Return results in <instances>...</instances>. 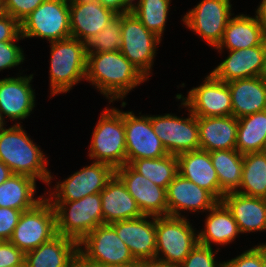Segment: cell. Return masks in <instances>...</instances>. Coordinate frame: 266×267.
I'll use <instances>...</instances> for the list:
<instances>
[{
	"instance_id": "1",
	"label": "cell",
	"mask_w": 266,
	"mask_h": 267,
	"mask_svg": "<svg viewBox=\"0 0 266 267\" xmlns=\"http://www.w3.org/2000/svg\"><path fill=\"white\" fill-rule=\"evenodd\" d=\"M147 79L120 50L87 54L85 80L108 98L109 103L123 100L129 91Z\"/></svg>"
},
{
	"instance_id": "2",
	"label": "cell",
	"mask_w": 266,
	"mask_h": 267,
	"mask_svg": "<svg viewBox=\"0 0 266 267\" xmlns=\"http://www.w3.org/2000/svg\"><path fill=\"white\" fill-rule=\"evenodd\" d=\"M27 135L19 122L9 128L3 127L0 130V161L13 174L40 179L49 185L53 176L46 167V156Z\"/></svg>"
},
{
	"instance_id": "3",
	"label": "cell",
	"mask_w": 266,
	"mask_h": 267,
	"mask_svg": "<svg viewBox=\"0 0 266 267\" xmlns=\"http://www.w3.org/2000/svg\"><path fill=\"white\" fill-rule=\"evenodd\" d=\"M188 220L184 216L155 217V265L178 267L198 244V234Z\"/></svg>"
},
{
	"instance_id": "4",
	"label": "cell",
	"mask_w": 266,
	"mask_h": 267,
	"mask_svg": "<svg viewBox=\"0 0 266 267\" xmlns=\"http://www.w3.org/2000/svg\"><path fill=\"white\" fill-rule=\"evenodd\" d=\"M51 97L67 93L81 80H85L87 52L85 42L75 38L50 42Z\"/></svg>"
},
{
	"instance_id": "5",
	"label": "cell",
	"mask_w": 266,
	"mask_h": 267,
	"mask_svg": "<svg viewBox=\"0 0 266 267\" xmlns=\"http://www.w3.org/2000/svg\"><path fill=\"white\" fill-rule=\"evenodd\" d=\"M55 210L57 234L77 243L103 224L100 193L74 201H49Z\"/></svg>"
},
{
	"instance_id": "6",
	"label": "cell",
	"mask_w": 266,
	"mask_h": 267,
	"mask_svg": "<svg viewBox=\"0 0 266 267\" xmlns=\"http://www.w3.org/2000/svg\"><path fill=\"white\" fill-rule=\"evenodd\" d=\"M78 254L79 264L86 267L122 266L137 262L110 224L97 226L80 241Z\"/></svg>"
},
{
	"instance_id": "7",
	"label": "cell",
	"mask_w": 266,
	"mask_h": 267,
	"mask_svg": "<svg viewBox=\"0 0 266 267\" xmlns=\"http://www.w3.org/2000/svg\"><path fill=\"white\" fill-rule=\"evenodd\" d=\"M89 146L94 162L111 165L114 169L126 164L124 111L105 108L96 124Z\"/></svg>"
},
{
	"instance_id": "8",
	"label": "cell",
	"mask_w": 266,
	"mask_h": 267,
	"mask_svg": "<svg viewBox=\"0 0 266 267\" xmlns=\"http://www.w3.org/2000/svg\"><path fill=\"white\" fill-rule=\"evenodd\" d=\"M24 38L39 37L49 42L71 37L69 0H45L20 22Z\"/></svg>"
},
{
	"instance_id": "9",
	"label": "cell",
	"mask_w": 266,
	"mask_h": 267,
	"mask_svg": "<svg viewBox=\"0 0 266 267\" xmlns=\"http://www.w3.org/2000/svg\"><path fill=\"white\" fill-rule=\"evenodd\" d=\"M56 235L55 210L44 197L34 208L22 212L9 241L27 253Z\"/></svg>"
},
{
	"instance_id": "10",
	"label": "cell",
	"mask_w": 266,
	"mask_h": 267,
	"mask_svg": "<svg viewBox=\"0 0 266 267\" xmlns=\"http://www.w3.org/2000/svg\"><path fill=\"white\" fill-rule=\"evenodd\" d=\"M120 52L148 79L161 38L144 27L131 12L122 13Z\"/></svg>"
},
{
	"instance_id": "11",
	"label": "cell",
	"mask_w": 266,
	"mask_h": 267,
	"mask_svg": "<svg viewBox=\"0 0 266 267\" xmlns=\"http://www.w3.org/2000/svg\"><path fill=\"white\" fill-rule=\"evenodd\" d=\"M189 116L180 118L173 114L150 116L155 134L168 154L176 155L200 149L198 117L188 108Z\"/></svg>"
},
{
	"instance_id": "12",
	"label": "cell",
	"mask_w": 266,
	"mask_h": 267,
	"mask_svg": "<svg viewBox=\"0 0 266 267\" xmlns=\"http://www.w3.org/2000/svg\"><path fill=\"white\" fill-rule=\"evenodd\" d=\"M181 105L197 117L232 116L231 93L227 82L218 80L211 73L205 77L203 84L192 88L187 97L180 93Z\"/></svg>"
},
{
	"instance_id": "13",
	"label": "cell",
	"mask_w": 266,
	"mask_h": 267,
	"mask_svg": "<svg viewBox=\"0 0 266 267\" xmlns=\"http://www.w3.org/2000/svg\"><path fill=\"white\" fill-rule=\"evenodd\" d=\"M231 7L230 0H201L183 16L182 21L211 47L216 48L232 16Z\"/></svg>"
},
{
	"instance_id": "14",
	"label": "cell",
	"mask_w": 266,
	"mask_h": 267,
	"mask_svg": "<svg viewBox=\"0 0 266 267\" xmlns=\"http://www.w3.org/2000/svg\"><path fill=\"white\" fill-rule=\"evenodd\" d=\"M115 174V169L106 163L92 162L73 173L63 182H56L53 193L46 197L48 201H74L91 194L100 193Z\"/></svg>"
},
{
	"instance_id": "15",
	"label": "cell",
	"mask_w": 266,
	"mask_h": 267,
	"mask_svg": "<svg viewBox=\"0 0 266 267\" xmlns=\"http://www.w3.org/2000/svg\"><path fill=\"white\" fill-rule=\"evenodd\" d=\"M126 164L136 159H153L168 154L153 130L150 115L135 116L124 112Z\"/></svg>"
},
{
	"instance_id": "16",
	"label": "cell",
	"mask_w": 266,
	"mask_h": 267,
	"mask_svg": "<svg viewBox=\"0 0 266 267\" xmlns=\"http://www.w3.org/2000/svg\"><path fill=\"white\" fill-rule=\"evenodd\" d=\"M144 216H168L166 189L136 172L129 164L115 169Z\"/></svg>"
},
{
	"instance_id": "17",
	"label": "cell",
	"mask_w": 266,
	"mask_h": 267,
	"mask_svg": "<svg viewBox=\"0 0 266 267\" xmlns=\"http://www.w3.org/2000/svg\"><path fill=\"white\" fill-rule=\"evenodd\" d=\"M147 218H152L150 221ZM119 238L127 245L137 262L154 264L156 254L155 217L141 216L135 219L110 223Z\"/></svg>"
},
{
	"instance_id": "18",
	"label": "cell",
	"mask_w": 266,
	"mask_h": 267,
	"mask_svg": "<svg viewBox=\"0 0 266 267\" xmlns=\"http://www.w3.org/2000/svg\"><path fill=\"white\" fill-rule=\"evenodd\" d=\"M71 37L82 42L101 32L117 14L98 0H69Z\"/></svg>"
},
{
	"instance_id": "19",
	"label": "cell",
	"mask_w": 266,
	"mask_h": 267,
	"mask_svg": "<svg viewBox=\"0 0 266 267\" xmlns=\"http://www.w3.org/2000/svg\"><path fill=\"white\" fill-rule=\"evenodd\" d=\"M168 215L183 217L180 211H209L218 200L206 189L199 187L179 173L166 189ZM200 210V211H199Z\"/></svg>"
},
{
	"instance_id": "20",
	"label": "cell",
	"mask_w": 266,
	"mask_h": 267,
	"mask_svg": "<svg viewBox=\"0 0 266 267\" xmlns=\"http://www.w3.org/2000/svg\"><path fill=\"white\" fill-rule=\"evenodd\" d=\"M228 53L227 58L211 71V74L218 80L230 82L236 79L263 76L266 45L229 50Z\"/></svg>"
},
{
	"instance_id": "21",
	"label": "cell",
	"mask_w": 266,
	"mask_h": 267,
	"mask_svg": "<svg viewBox=\"0 0 266 267\" xmlns=\"http://www.w3.org/2000/svg\"><path fill=\"white\" fill-rule=\"evenodd\" d=\"M33 74L0 79V115L14 120L27 118L35 107V90L31 88Z\"/></svg>"
},
{
	"instance_id": "22",
	"label": "cell",
	"mask_w": 266,
	"mask_h": 267,
	"mask_svg": "<svg viewBox=\"0 0 266 267\" xmlns=\"http://www.w3.org/2000/svg\"><path fill=\"white\" fill-rule=\"evenodd\" d=\"M256 16L244 14L231 17L225 27L222 40L215 48L222 52L224 47L229 50L246 49L266 45V33L260 13Z\"/></svg>"
},
{
	"instance_id": "23",
	"label": "cell",
	"mask_w": 266,
	"mask_h": 267,
	"mask_svg": "<svg viewBox=\"0 0 266 267\" xmlns=\"http://www.w3.org/2000/svg\"><path fill=\"white\" fill-rule=\"evenodd\" d=\"M78 263V243L59 234L25 253V267H77Z\"/></svg>"
},
{
	"instance_id": "24",
	"label": "cell",
	"mask_w": 266,
	"mask_h": 267,
	"mask_svg": "<svg viewBox=\"0 0 266 267\" xmlns=\"http://www.w3.org/2000/svg\"><path fill=\"white\" fill-rule=\"evenodd\" d=\"M177 161L178 173L181 176L209 191L218 201L222 200L224 194L220 190L210 152L202 149L192 150L179 154Z\"/></svg>"
},
{
	"instance_id": "25",
	"label": "cell",
	"mask_w": 266,
	"mask_h": 267,
	"mask_svg": "<svg viewBox=\"0 0 266 267\" xmlns=\"http://www.w3.org/2000/svg\"><path fill=\"white\" fill-rule=\"evenodd\" d=\"M221 202L231 212L241 234L266 230V199L230 192Z\"/></svg>"
},
{
	"instance_id": "26",
	"label": "cell",
	"mask_w": 266,
	"mask_h": 267,
	"mask_svg": "<svg viewBox=\"0 0 266 267\" xmlns=\"http://www.w3.org/2000/svg\"><path fill=\"white\" fill-rule=\"evenodd\" d=\"M231 93L232 116H243L266 110V79L263 76L227 82Z\"/></svg>"
},
{
	"instance_id": "27",
	"label": "cell",
	"mask_w": 266,
	"mask_h": 267,
	"mask_svg": "<svg viewBox=\"0 0 266 267\" xmlns=\"http://www.w3.org/2000/svg\"><path fill=\"white\" fill-rule=\"evenodd\" d=\"M103 224L139 218L142 215L125 184L114 174L100 192Z\"/></svg>"
},
{
	"instance_id": "28",
	"label": "cell",
	"mask_w": 266,
	"mask_h": 267,
	"mask_svg": "<svg viewBox=\"0 0 266 267\" xmlns=\"http://www.w3.org/2000/svg\"><path fill=\"white\" fill-rule=\"evenodd\" d=\"M200 149L208 152L236 148L238 119L234 116L198 117Z\"/></svg>"
},
{
	"instance_id": "29",
	"label": "cell",
	"mask_w": 266,
	"mask_h": 267,
	"mask_svg": "<svg viewBox=\"0 0 266 267\" xmlns=\"http://www.w3.org/2000/svg\"><path fill=\"white\" fill-rule=\"evenodd\" d=\"M208 212L204 230L197 232L198 243L212 247L213 243L223 246L233 242L240 231L227 207L218 201Z\"/></svg>"
},
{
	"instance_id": "30",
	"label": "cell",
	"mask_w": 266,
	"mask_h": 267,
	"mask_svg": "<svg viewBox=\"0 0 266 267\" xmlns=\"http://www.w3.org/2000/svg\"><path fill=\"white\" fill-rule=\"evenodd\" d=\"M36 181L26 175L13 174L0 184V207L27 211L43 200L34 198Z\"/></svg>"
},
{
	"instance_id": "31",
	"label": "cell",
	"mask_w": 266,
	"mask_h": 267,
	"mask_svg": "<svg viewBox=\"0 0 266 267\" xmlns=\"http://www.w3.org/2000/svg\"><path fill=\"white\" fill-rule=\"evenodd\" d=\"M210 158L222 193L237 192L242 181L243 154L236 149H221L211 151Z\"/></svg>"
},
{
	"instance_id": "32",
	"label": "cell",
	"mask_w": 266,
	"mask_h": 267,
	"mask_svg": "<svg viewBox=\"0 0 266 267\" xmlns=\"http://www.w3.org/2000/svg\"><path fill=\"white\" fill-rule=\"evenodd\" d=\"M266 145V110L238 119L236 150L241 154L264 152Z\"/></svg>"
},
{
	"instance_id": "33",
	"label": "cell",
	"mask_w": 266,
	"mask_h": 267,
	"mask_svg": "<svg viewBox=\"0 0 266 267\" xmlns=\"http://www.w3.org/2000/svg\"><path fill=\"white\" fill-rule=\"evenodd\" d=\"M237 192L266 199V152L243 154L242 181Z\"/></svg>"
},
{
	"instance_id": "34",
	"label": "cell",
	"mask_w": 266,
	"mask_h": 267,
	"mask_svg": "<svg viewBox=\"0 0 266 267\" xmlns=\"http://www.w3.org/2000/svg\"><path fill=\"white\" fill-rule=\"evenodd\" d=\"M129 165L136 172L165 189L178 174L177 156L171 154L153 159H136Z\"/></svg>"
},
{
	"instance_id": "35",
	"label": "cell",
	"mask_w": 266,
	"mask_h": 267,
	"mask_svg": "<svg viewBox=\"0 0 266 267\" xmlns=\"http://www.w3.org/2000/svg\"><path fill=\"white\" fill-rule=\"evenodd\" d=\"M132 0L131 12L146 29L163 37L171 0Z\"/></svg>"
},
{
	"instance_id": "36",
	"label": "cell",
	"mask_w": 266,
	"mask_h": 267,
	"mask_svg": "<svg viewBox=\"0 0 266 267\" xmlns=\"http://www.w3.org/2000/svg\"><path fill=\"white\" fill-rule=\"evenodd\" d=\"M122 13H117L98 34L85 41L87 54L120 50Z\"/></svg>"
},
{
	"instance_id": "37",
	"label": "cell",
	"mask_w": 266,
	"mask_h": 267,
	"mask_svg": "<svg viewBox=\"0 0 266 267\" xmlns=\"http://www.w3.org/2000/svg\"><path fill=\"white\" fill-rule=\"evenodd\" d=\"M218 249L213 251L212 247L197 244L190 254L178 267H224V262H216L215 254Z\"/></svg>"
},
{
	"instance_id": "38",
	"label": "cell",
	"mask_w": 266,
	"mask_h": 267,
	"mask_svg": "<svg viewBox=\"0 0 266 267\" xmlns=\"http://www.w3.org/2000/svg\"><path fill=\"white\" fill-rule=\"evenodd\" d=\"M16 42H0V71L19 66V64L24 62L23 50L15 44Z\"/></svg>"
},
{
	"instance_id": "39",
	"label": "cell",
	"mask_w": 266,
	"mask_h": 267,
	"mask_svg": "<svg viewBox=\"0 0 266 267\" xmlns=\"http://www.w3.org/2000/svg\"><path fill=\"white\" fill-rule=\"evenodd\" d=\"M45 0H4L6 14L19 23Z\"/></svg>"
},
{
	"instance_id": "40",
	"label": "cell",
	"mask_w": 266,
	"mask_h": 267,
	"mask_svg": "<svg viewBox=\"0 0 266 267\" xmlns=\"http://www.w3.org/2000/svg\"><path fill=\"white\" fill-rule=\"evenodd\" d=\"M25 266V253L9 240L0 243V267Z\"/></svg>"
},
{
	"instance_id": "41",
	"label": "cell",
	"mask_w": 266,
	"mask_h": 267,
	"mask_svg": "<svg viewBox=\"0 0 266 267\" xmlns=\"http://www.w3.org/2000/svg\"><path fill=\"white\" fill-rule=\"evenodd\" d=\"M22 210L0 207V239L9 240L22 214Z\"/></svg>"
},
{
	"instance_id": "42",
	"label": "cell",
	"mask_w": 266,
	"mask_h": 267,
	"mask_svg": "<svg viewBox=\"0 0 266 267\" xmlns=\"http://www.w3.org/2000/svg\"><path fill=\"white\" fill-rule=\"evenodd\" d=\"M224 267H262L261 244L251 247L236 258L224 261Z\"/></svg>"
},
{
	"instance_id": "43",
	"label": "cell",
	"mask_w": 266,
	"mask_h": 267,
	"mask_svg": "<svg viewBox=\"0 0 266 267\" xmlns=\"http://www.w3.org/2000/svg\"><path fill=\"white\" fill-rule=\"evenodd\" d=\"M23 39L20 34V23L8 14L0 18V42L19 41Z\"/></svg>"
},
{
	"instance_id": "44",
	"label": "cell",
	"mask_w": 266,
	"mask_h": 267,
	"mask_svg": "<svg viewBox=\"0 0 266 267\" xmlns=\"http://www.w3.org/2000/svg\"><path fill=\"white\" fill-rule=\"evenodd\" d=\"M106 7L113 9L117 13H126L131 10L132 0H98Z\"/></svg>"
},
{
	"instance_id": "45",
	"label": "cell",
	"mask_w": 266,
	"mask_h": 267,
	"mask_svg": "<svg viewBox=\"0 0 266 267\" xmlns=\"http://www.w3.org/2000/svg\"><path fill=\"white\" fill-rule=\"evenodd\" d=\"M11 175H13L11 169L0 161V184L7 180Z\"/></svg>"
},
{
	"instance_id": "46",
	"label": "cell",
	"mask_w": 266,
	"mask_h": 267,
	"mask_svg": "<svg viewBox=\"0 0 266 267\" xmlns=\"http://www.w3.org/2000/svg\"><path fill=\"white\" fill-rule=\"evenodd\" d=\"M257 11L260 13L266 33V0H262Z\"/></svg>"
},
{
	"instance_id": "47",
	"label": "cell",
	"mask_w": 266,
	"mask_h": 267,
	"mask_svg": "<svg viewBox=\"0 0 266 267\" xmlns=\"http://www.w3.org/2000/svg\"><path fill=\"white\" fill-rule=\"evenodd\" d=\"M261 262L262 267H266V243L261 244Z\"/></svg>"
},
{
	"instance_id": "48",
	"label": "cell",
	"mask_w": 266,
	"mask_h": 267,
	"mask_svg": "<svg viewBox=\"0 0 266 267\" xmlns=\"http://www.w3.org/2000/svg\"><path fill=\"white\" fill-rule=\"evenodd\" d=\"M6 14L5 8H4V0H0V18L3 17Z\"/></svg>"
},
{
	"instance_id": "49",
	"label": "cell",
	"mask_w": 266,
	"mask_h": 267,
	"mask_svg": "<svg viewBox=\"0 0 266 267\" xmlns=\"http://www.w3.org/2000/svg\"><path fill=\"white\" fill-rule=\"evenodd\" d=\"M106 267H139V262L134 264L122 265V266H106Z\"/></svg>"
},
{
	"instance_id": "50",
	"label": "cell",
	"mask_w": 266,
	"mask_h": 267,
	"mask_svg": "<svg viewBox=\"0 0 266 267\" xmlns=\"http://www.w3.org/2000/svg\"><path fill=\"white\" fill-rule=\"evenodd\" d=\"M139 267H162L155 264H143L139 262Z\"/></svg>"
},
{
	"instance_id": "51",
	"label": "cell",
	"mask_w": 266,
	"mask_h": 267,
	"mask_svg": "<svg viewBox=\"0 0 266 267\" xmlns=\"http://www.w3.org/2000/svg\"><path fill=\"white\" fill-rule=\"evenodd\" d=\"M6 125V123L3 121L1 115H0V130Z\"/></svg>"
},
{
	"instance_id": "52",
	"label": "cell",
	"mask_w": 266,
	"mask_h": 267,
	"mask_svg": "<svg viewBox=\"0 0 266 267\" xmlns=\"http://www.w3.org/2000/svg\"><path fill=\"white\" fill-rule=\"evenodd\" d=\"M263 77L266 79V63H265V70H264V73H263Z\"/></svg>"
},
{
	"instance_id": "53",
	"label": "cell",
	"mask_w": 266,
	"mask_h": 267,
	"mask_svg": "<svg viewBox=\"0 0 266 267\" xmlns=\"http://www.w3.org/2000/svg\"><path fill=\"white\" fill-rule=\"evenodd\" d=\"M5 267H25V266H5Z\"/></svg>"
},
{
	"instance_id": "54",
	"label": "cell",
	"mask_w": 266,
	"mask_h": 267,
	"mask_svg": "<svg viewBox=\"0 0 266 267\" xmlns=\"http://www.w3.org/2000/svg\"><path fill=\"white\" fill-rule=\"evenodd\" d=\"M77 267H86V266H82V265H80V264L78 263Z\"/></svg>"
}]
</instances>
